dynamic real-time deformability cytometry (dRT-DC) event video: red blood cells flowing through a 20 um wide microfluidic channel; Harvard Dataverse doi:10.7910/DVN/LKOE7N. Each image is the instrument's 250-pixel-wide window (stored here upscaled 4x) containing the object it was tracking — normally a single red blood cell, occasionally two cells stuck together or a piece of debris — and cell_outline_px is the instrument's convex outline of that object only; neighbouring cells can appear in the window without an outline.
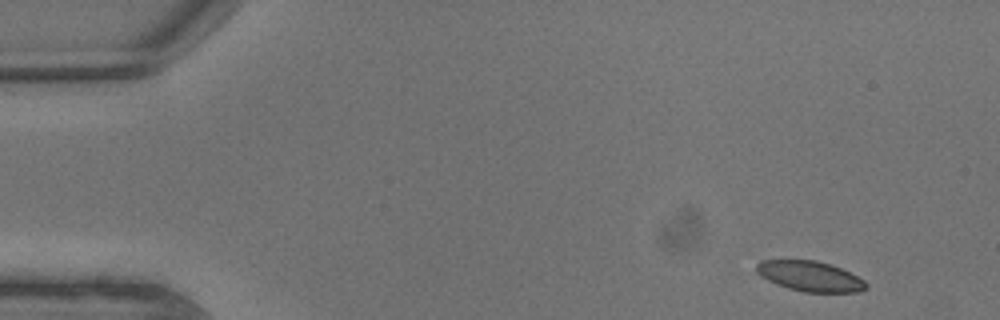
{"species": "common noctule bat (a hibernating species)", "species_latin": "Nyctalus noctula", "temperature_condition": "warm", "stored_images_in_passage": 5, "camera_frame_rate_fps": 3000, "um_per_image_px": 0.085, "animal": {"sex": "male", "body_mass_g": 13.3}, "frame": {"image": 1, "passage_image": 1, "time_ms": 0.0, "image_size_px": [1000, 320], "cell_outline_px": [[868, 288], [860, 292], [804, 292], [788, 288], [776, 284], [760, 276], [756, 272], [756, 264], [760, 260], [816, 260], [832, 264], [864, 280], [868, 284]], "centroid_in_image_um": [68.85, 23.48], "position_along_channel_um": 16.2, "area_um2": 19.42}}